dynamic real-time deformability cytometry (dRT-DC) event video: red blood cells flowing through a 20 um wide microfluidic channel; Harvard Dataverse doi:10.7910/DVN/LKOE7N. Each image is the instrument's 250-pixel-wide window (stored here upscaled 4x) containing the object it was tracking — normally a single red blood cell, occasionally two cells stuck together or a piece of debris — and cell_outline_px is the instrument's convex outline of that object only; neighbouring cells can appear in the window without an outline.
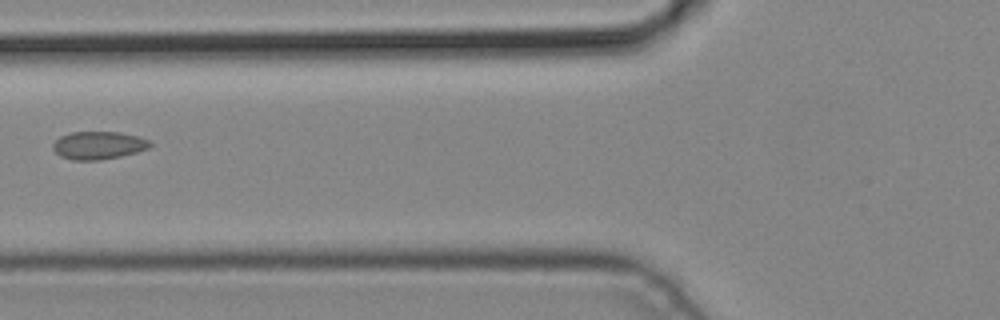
{"species": "common noctule bat (a hibernating species)", "species_latin": "Nyctalus noctula", "temperature_condition": "cold", "stored_images_in_passage": 4, "camera_frame_rate_fps": 3000, "um_per_image_px": 0.085, "animal": {"sex": "male", "body_mass_g": 19.2, "forearm_length_mm": 51.8}, "frame": {"image": 1, "passage_image": 3, "time_ms": 0.667, "image_size_px": [1000, 320], "cell_outline_px": [[152, 144], [148, 148], [136, 152], [120, 156], [100, 160], [72, 160], [60, 156], [52, 148], [52, 144], [60, 136], [72, 132], [120, 132], [140, 136], [148, 140]], "centroid_in_image_um": [8.36, 12.35], "position_along_channel_um": 117.4, "area_um2": 15.78}}
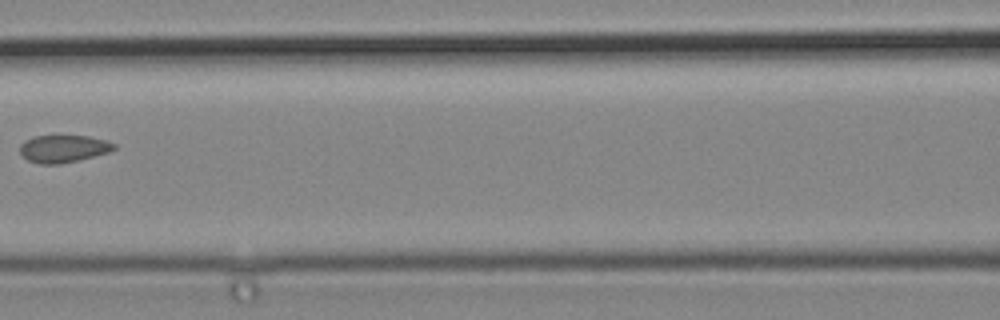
{"frame": {"image": 2, "passage_image": 4, "time_ms": 1.0, "image_size_px": [1000, 320], "cell_outline_px": [[116, 148], [108, 152], [76, 160], [56, 164], [40, 164], [28, 160], [20, 152], [20, 144], [24, 140], [32, 136], [88, 136], [104, 140], [116, 144]], "centroid_in_image_um": [5.35, 12.62], "position_along_channel_um": 161.3, "area_um2": 14.8}}